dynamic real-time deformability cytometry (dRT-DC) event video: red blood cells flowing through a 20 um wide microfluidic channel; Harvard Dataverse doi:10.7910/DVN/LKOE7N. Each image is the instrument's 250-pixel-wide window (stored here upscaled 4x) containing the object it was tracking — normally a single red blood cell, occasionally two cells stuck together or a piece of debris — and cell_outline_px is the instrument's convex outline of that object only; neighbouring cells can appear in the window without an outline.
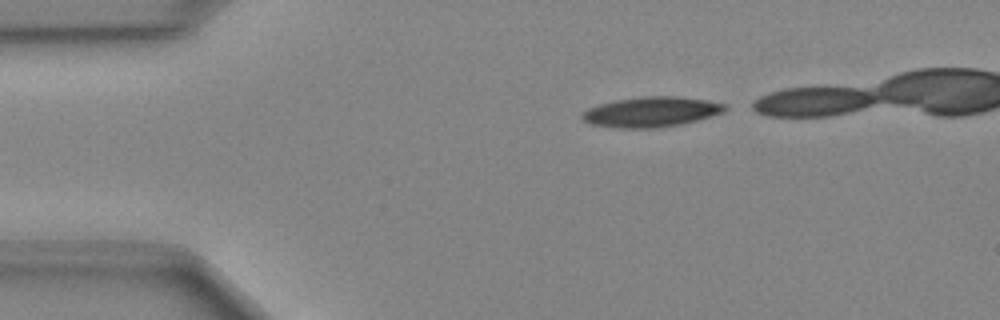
{"species": "Egyptian fruit bat (a non-hibernating species)", "species_latin": "Rousettus aegyptiacus", "temperature_condition": "cold", "stored_images_in_passage": 32, "camera_frame_rate_fps": 3000, "um_per_image_px": 0.085, "animal": {"sex": "female"}, "frame": {"image": 1, "passage_image": 1, "time_ms": 0.0, "image_size_px": [1000, 320], "cell_outline_px": [[728, 108], [724, 112], [712, 116], [680, 124], [656, 128], [616, 128], [588, 124], [580, 116], [588, 108], [600, 104], [616, 100], [644, 96], [676, 96], [708, 100], [728, 104]], "centroid_in_image_um": [55.38, 9.51], "position_along_channel_um": 29.6, "area_um2": 25.2}}
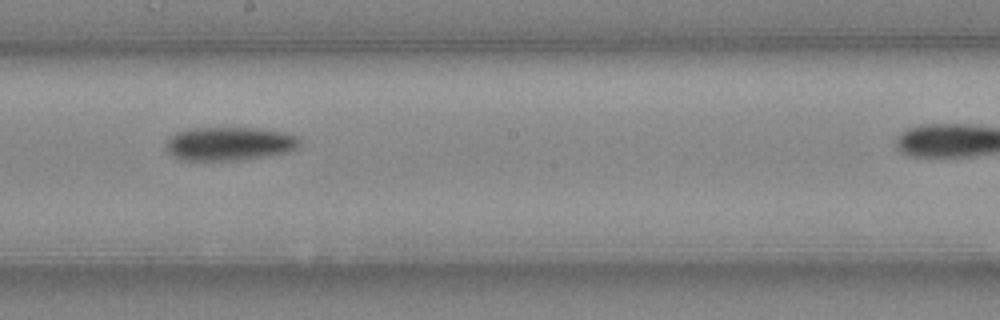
{"frame": {"image": 2, "passage_image": 19, "time_ms": 6.0, "image_size_px": [1000, 320], "cell_outline_px": [[300, 144], [296, 148], [288, 152], [240, 160], [180, 160], [172, 156], [168, 152], [168, 140], [176, 132], [192, 128], [256, 128], [284, 132], [296, 136], [300, 140]], "centroid_in_image_um": [19.5, 12.21], "position_along_channel_um": 228.7, "area_um2": 25.95}}
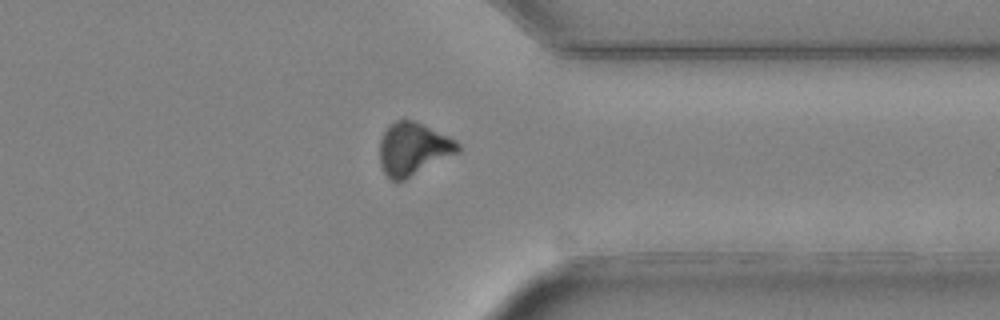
{"frame": {"image": 3, "passage_image": 30, "time_ms": 9.667, "image_size_px": [1000, 320], "cell_outline_px": [[460, 152], [404, 180], [392, 180], [384, 172], [380, 164], [380, 140], [388, 124], [396, 120], [412, 120], [424, 124], [456, 140], [460, 144]], "centroid_in_image_um": [35.13, 12.64], "position_along_channel_um": 376.3, "area_um2": 24.04}}